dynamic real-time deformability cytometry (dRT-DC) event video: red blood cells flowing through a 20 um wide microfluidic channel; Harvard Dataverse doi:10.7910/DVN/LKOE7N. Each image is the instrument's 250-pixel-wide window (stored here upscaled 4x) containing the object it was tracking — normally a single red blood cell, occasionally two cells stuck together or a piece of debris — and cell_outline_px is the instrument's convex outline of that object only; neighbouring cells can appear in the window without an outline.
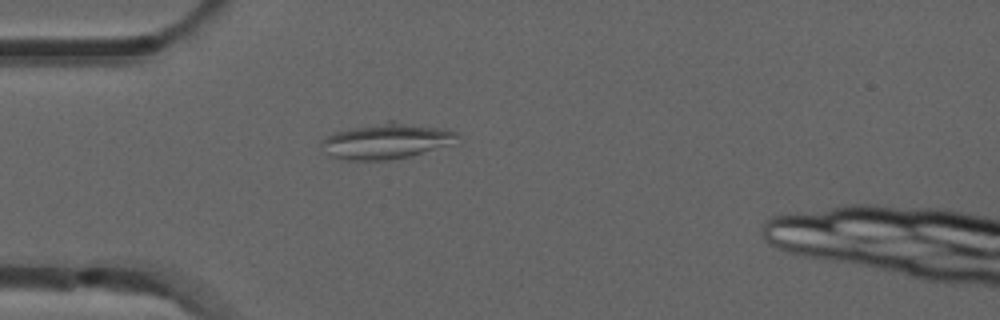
{"species": "common noctule bat (a hibernating species)", "species_latin": "Nyctalus noctula", "temperature_condition": "room temperature", "stored_images_in_passage": 1, "camera_frame_rate_fps": 3000, "um_per_image_px": 0.085, "animal": {"sex": "male", "forearm_length_mm": 52.5}, "frame": {"image": 1, "passage_image": 1, "time_ms": 0.0, "image_size_px": [1000, 320], "cell_outline_px": [[460, 144], [408, 156], [388, 160], [344, 160], [332, 156], [320, 144], [328, 136], [336, 132], [352, 128], [388, 120], [392, 120], [436, 128], [456, 132]], "centroid_in_image_um": [32.92, 11.99], "position_along_channel_um": 52.1, "area_um2": 27.98}}